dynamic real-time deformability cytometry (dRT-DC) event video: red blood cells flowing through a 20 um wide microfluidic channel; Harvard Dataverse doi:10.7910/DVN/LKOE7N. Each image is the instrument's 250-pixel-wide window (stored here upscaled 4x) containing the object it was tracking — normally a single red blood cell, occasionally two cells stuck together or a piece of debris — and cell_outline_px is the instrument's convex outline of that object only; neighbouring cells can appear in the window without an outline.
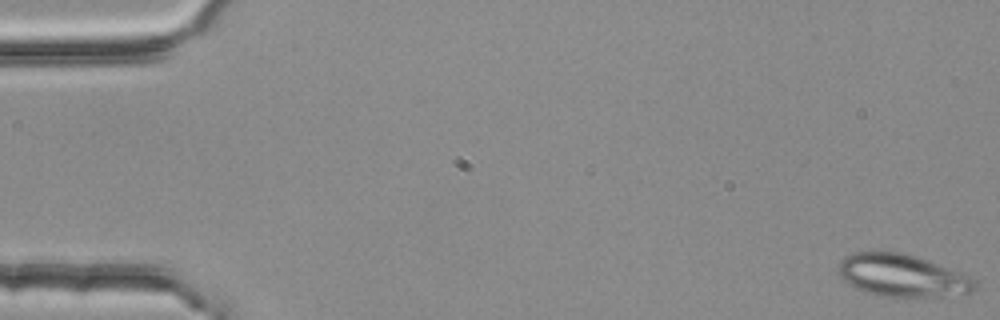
{"species": "common noctule bat (a hibernating species)", "species_latin": "Nyctalus noctula", "temperature_condition": "room temperature", "stored_images_in_passage": 4, "camera_frame_rate_fps": 3000, "um_per_image_px": 0.085, "animal": {"sex": "female", "body_mass_g": 25.1}, "frame": {"image": 1, "passage_image": 1, "time_ms": 0.0, "image_size_px": [1000, 320], "cell_outline_px": [[976, 292], [936, 296], [876, 296], [864, 292], [856, 288], [844, 280], [836, 272], [836, 268], [840, 260], [844, 256], [852, 252], [900, 252], [924, 260], [944, 268], [972, 280], [976, 284]], "centroid_in_image_um": [76.53, 23.43], "position_along_channel_um": 8.5, "area_um2": 32.83}}